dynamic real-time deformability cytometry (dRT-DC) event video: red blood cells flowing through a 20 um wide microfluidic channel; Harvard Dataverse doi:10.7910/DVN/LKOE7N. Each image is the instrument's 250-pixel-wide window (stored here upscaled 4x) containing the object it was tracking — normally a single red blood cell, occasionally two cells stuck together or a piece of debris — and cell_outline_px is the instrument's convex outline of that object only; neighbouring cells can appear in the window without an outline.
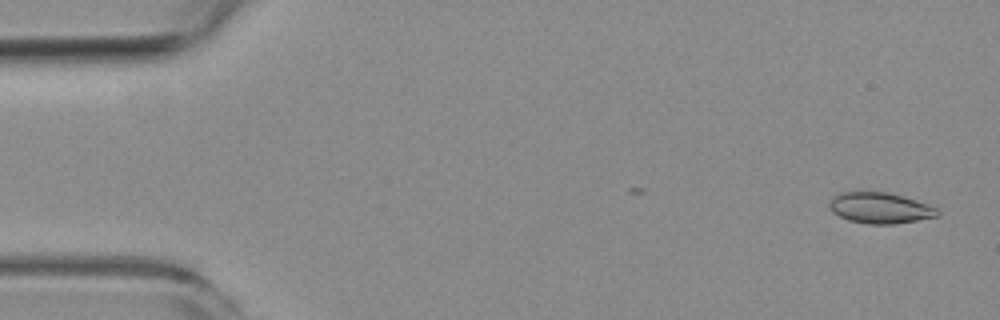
{"species": "common noctule bat (a hibernating species)", "species_latin": "Nyctalus noctula", "temperature_condition": "room temperature", "stored_images_in_passage": 5, "camera_frame_rate_fps": 3000, "um_per_image_px": 0.085, "animal": {"sex": "female", "body_mass_g": 19.3, "forearm_length_mm": 54.1}, "frame": {"image": 1, "passage_image": 1, "time_ms": 0.0, "image_size_px": [1000, 320], "cell_outline_px": [[940, 216], [892, 224], [868, 224], [848, 220], [832, 212], [828, 208], [828, 204], [832, 196], [840, 192], [888, 192], [904, 196], [928, 204], [936, 208], [940, 212]], "centroid_in_image_um": [74.78, 17.67], "position_along_channel_um": 10.2, "area_um2": 19.59}}
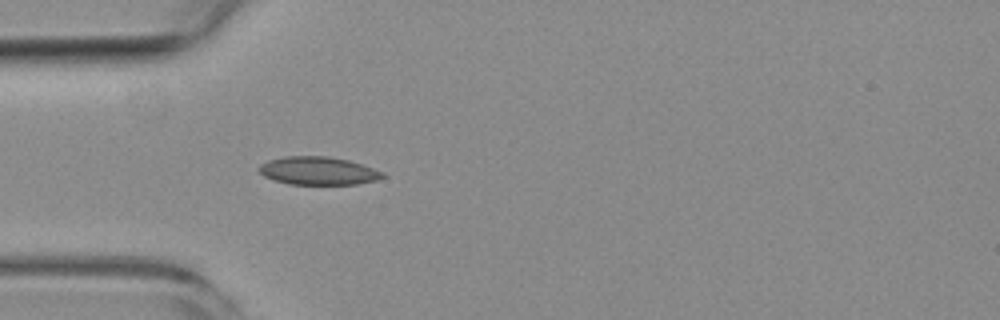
{"frame": {"image": 2, "passage_image": 5, "time_ms": 4.667, "image_size_px": [1000, 320], "cell_outline_px": [[384, 176], [376, 180], [356, 184], [288, 184], [272, 180], [264, 176], [260, 172], [260, 164], [268, 160], [284, 156], [328, 156], [348, 160], [384, 172]], "centroid_in_image_um": [27.01, 14.52], "position_along_channel_um": 58.0, "area_um2": 20.11}}